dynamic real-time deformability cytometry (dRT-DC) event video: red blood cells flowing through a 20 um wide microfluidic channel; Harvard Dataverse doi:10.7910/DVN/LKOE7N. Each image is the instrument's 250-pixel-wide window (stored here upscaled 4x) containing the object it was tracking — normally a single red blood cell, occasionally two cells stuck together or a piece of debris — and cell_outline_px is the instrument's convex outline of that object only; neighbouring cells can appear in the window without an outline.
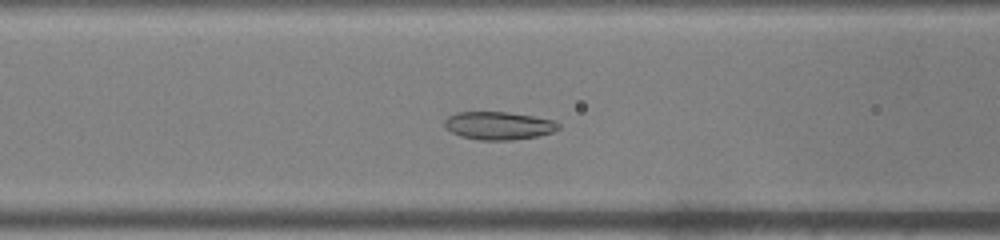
{"species": "common noctule bat (a hibernating species)", "species_latin": "Nyctalus noctula", "temperature_condition": "warm", "stored_images_in_passage": 47, "camera_frame_rate_fps": 3000, "um_per_image_px": 0.085, "animal": {"sex": "male", "body_mass_g": 19.0, "forearm_length_mm": 50.8}, "frame": {"image": 1, "passage_image": 17, "time_ms": 5.333, "image_size_px": [1000, 240], "cell_outline_px": [[560, 128], [552, 132], [536, 136], [512, 140], [480, 140], [460, 136], [444, 128], [444, 120], [448, 116], [456, 112], [508, 112], [532, 116], [552, 120], [560, 124]], "centroid_in_image_um": [42.34, 10.68], "position_along_channel_um": 124.3, "area_um2": 18.55}}
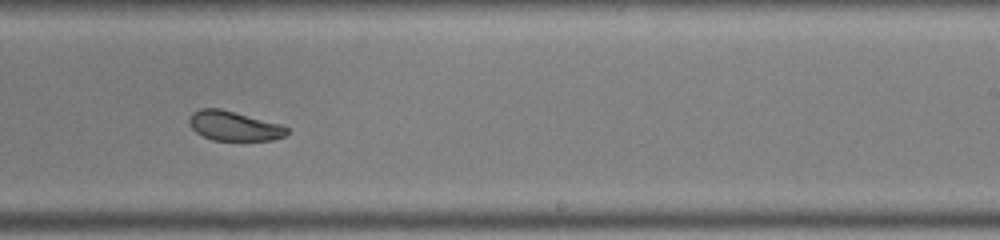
{"frame": {"image": 2, "passage_image": 28, "time_ms": 9.0, "image_size_px": [1000, 240], "cell_outline_px": [[288, 132], [284, 136], [272, 140], [212, 140], [196, 132], [192, 128], [188, 120], [192, 112], [200, 108], [220, 108], [280, 124], [288, 128]], "centroid_in_image_um": [19.86, 10.7], "position_along_channel_um": 269.1, "area_um2": 16.7}}
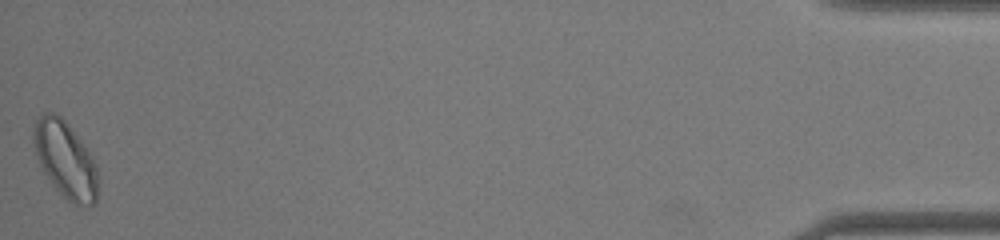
{"frame": {"image": 3, "passage_image": 47, "time_ms": 15.333, "image_size_px": [1000, 240], "cell_outline_px": [[96, 204], [80, 208], [72, 204], [56, 188], [44, 172], [36, 156], [32, 140], [32, 124], [44, 112], [56, 112], [64, 120], [80, 140], [92, 156], [96, 164]], "centroid_in_image_um": [5.52, 13.56], "position_along_channel_um": 429.7, "area_um2": 28.61}, "authors_computed_cell_mechanics": {"area_um2": 20.23, "velocity_mm_per_s": 3.9637, "shape_relaxation_time_tau1_ms": 8.1674, "shape_relaxation_time_tau2_ms": 2.346, "deformation_change_tau1": 0.1522, "deformation_change_tau2": 0.0517}}